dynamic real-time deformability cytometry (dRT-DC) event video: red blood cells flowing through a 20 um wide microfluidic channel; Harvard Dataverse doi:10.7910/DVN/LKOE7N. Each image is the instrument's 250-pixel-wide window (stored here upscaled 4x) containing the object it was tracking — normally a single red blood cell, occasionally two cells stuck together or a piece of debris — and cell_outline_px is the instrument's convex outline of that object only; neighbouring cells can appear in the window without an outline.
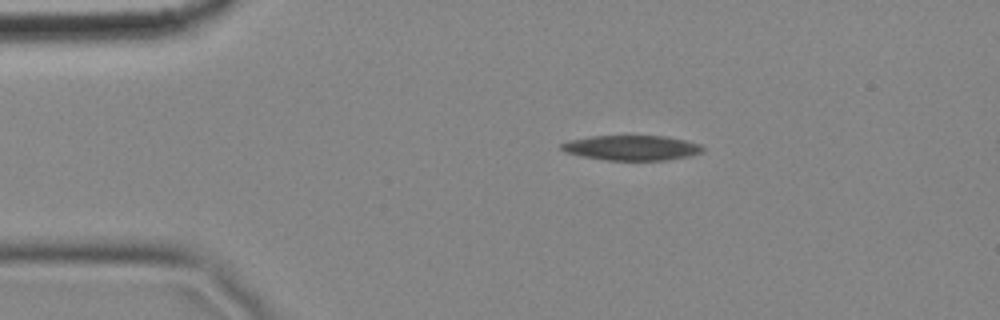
{"species": "common noctule bat (a hibernating species)", "species_latin": "Nyctalus noctula", "temperature_condition": "cold", "stored_images_in_passage": 6, "camera_frame_rate_fps": 3000, "um_per_image_px": 0.085, "animal": {"sex": "female", "body_mass_g": 18.4}, "frame": {"image": 1, "passage_image": 2, "time_ms": 0.333, "image_size_px": [1000, 320], "cell_outline_px": [[704, 152], [688, 156], [668, 160], [608, 160], [584, 156], [568, 152], [560, 148], [560, 144], [568, 140], [592, 136], [668, 136], [700, 144], [704, 148]], "centroid_in_image_um": [53.73, 12.56], "position_along_channel_um": 31.3, "area_um2": 20.46}}
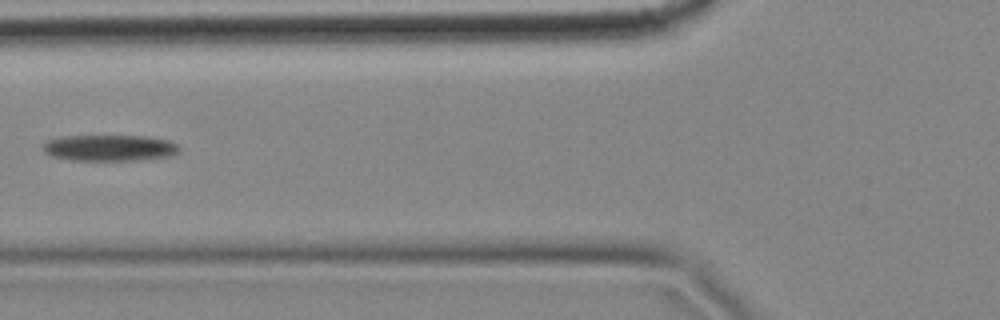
{"frame": {"image": 2, "passage_image": 5, "time_ms": 1.333, "image_size_px": [1000, 320], "cell_outline_px": [[180, 152], [172, 156], [136, 160], [72, 160], [52, 156], [44, 152], [40, 144], [48, 140], [64, 136], [148, 136], [168, 140], [176, 144], [180, 148]], "centroid_in_image_um": [9.31, 12.57], "position_along_channel_um": 116.5, "area_um2": 20.92}}
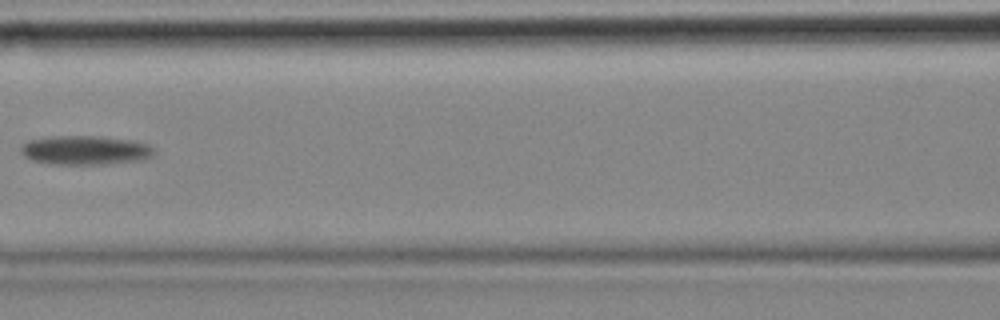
{"frame": {"image": 3, "passage_image": 6, "time_ms": 1.667, "image_size_px": [1000, 320], "cell_outline_px": [[152, 156], [144, 160], [104, 164], [52, 164], [32, 160], [24, 156], [20, 152], [20, 148], [28, 140], [52, 136], [100, 136], [132, 140], [148, 144], [152, 148]], "centroid_in_image_um": [7.23, 12.76], "position_along_channel_um": 159.4, "area_um2": 22.6}}